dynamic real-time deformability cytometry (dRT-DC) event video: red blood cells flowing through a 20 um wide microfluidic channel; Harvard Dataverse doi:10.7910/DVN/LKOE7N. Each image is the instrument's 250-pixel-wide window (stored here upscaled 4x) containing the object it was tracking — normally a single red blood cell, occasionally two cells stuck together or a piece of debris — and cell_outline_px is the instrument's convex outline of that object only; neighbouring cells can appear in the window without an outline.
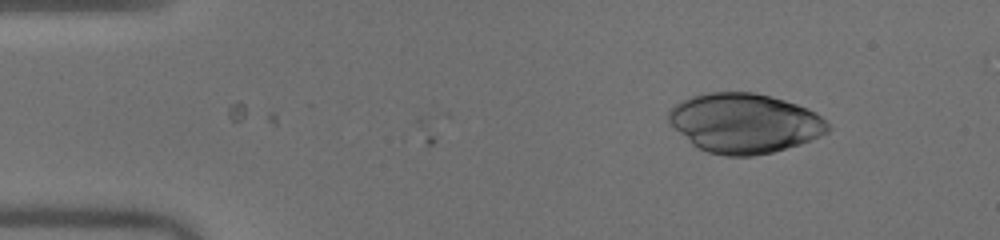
{"species": "human", "species_latin": "Homo sapiens", "temperature_condition": "warm", "stored_images_in_passage": 3, "camera_frame_rate_fps": 3000, "um_per_image_px": 0.085, "donor": {"sex": "male"}, "frame": {"image": 1, "passage_image": 3, "time_ms": 0.667, "image_size_px": [1000, 240], "cell_outline_px": [[832, 128], [828, 132], [820, 136], [800, 144], [772, 152], [752, 156], [724, 156], [708, 152], [692, 144], [668, 120], [668, 112], [676, 104], [692, 96], [708, 92], [752, 92], [784, 100], [808, 108], [816, 112]], "centroid_in_image_um": [63.31, 10.47], "position_along_channel_um": 21.7, "area_um2": 54.91}}